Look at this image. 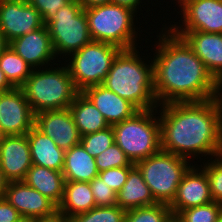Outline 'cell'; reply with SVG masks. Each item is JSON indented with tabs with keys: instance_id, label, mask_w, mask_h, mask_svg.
I'll use <instances>...</instances> for the list:
<instances>
[{
	"instance_id": "obj_1",
	"label": "cell",
	"mask_w": 222,
	"mask_h": 222,
	"mask_svg": "<svg viewBox=\"0 0 222 222\" xmlns=\"http://www.w3.org/2000/svg\"><path fill=\"white\" fill-rule=\"evenodd\" d=\"M156 35L153 75L158 105L177 101H202L222 95V85L212 76L188 44L166 25ZM164 30V31H163ZM162 34V35H161Z\"/></svg>"
},
{
	"instance_id": "obj_2",
	"label": "cell",
	"mask_w": 222,
	"mask_h": 222,
	"mask_svg": "<svg viewBox=\"0 0 222 222\" xmlns=\"http://www.w3.org/2000/svg\"><path fill=\"white\" fill-rule=\"evenodd\" d=\"M158 106L161 150L188 160L222 154V95Z\"/></svg>"
},
{
	"instance_id": "obj_3",
	"label": "cell",
	"mask_w": 222,
	"mask_h": 222,
	"mask_svg": "<svg viewBox=\"0 0 222 222\" xmlns=\"http://www.w3.org/2000/svg\"><path fill=\"white\" fill-rule=\"evenodd\" d=\"M138 50L137 47L121 49L102 85L129 101L138 110L158 108L152 58L146 64Z\"/></svg>"
},
{
	"instance_id": "obj_4",
	"label": "cell",
	"mask_w": 222,
	"mask_h": 222,
	"mask_svg": "<svg viewBox=\"0 0 222 222\" xmlns=\"http://www.w3.org/2000/svg\"><path fill=\"white\" fill-rule=\"evenodd\" d=\"M52 65L33 69L21 87L34 114L69 108L79 93L66 64Z\"/></svg>"
},
{
	"instance_id": "obj_5",
	"label": "cell",
	"mask_w": 222,
	"mask_h": 222,
	"mask_svg": "<svg viewBox=\"0 0 222 222\" xmlns=\"http://www.w3.org/2000/svg\"><path fill=\"white\" fill-rule=\"evenodd\" d=\"M158 114V108L139 110L132 117L112 126L115 143L131 163L136 164L161 150Z\"/></svg>"
},
{
	"instance_id": "obj_6",
	"label": "cell",
	"mask_w": 222,
	"mask_h": 222,
	"mask_svg": "<svg viewBox=\"0 0 222 222\" xmlns=\"http://www.w3.org/2000/svg\"><path fill=\"white\" fill-rule=\"evenodd\" d=\"M89 34L92 41L105 42L120 49L135 48L138 32L133 10L114 3L85 9ZM136 17V18H134Z\"/></svg>"
},
{
	"instance_id": "obj_7",
	"label": "cell",
	"mask_w": 222,
	"mask_h": 222,
	"mask_svg": "<svg viewBox=\"0 0 222 222\" xmlns=\"http://www.w3.org/2000/svg\"><path fill=\"white\" fill-rule=\"evenodd\" d=\"M191 160L160 150L138 161L146 185L158 203L170 205L177 194L178 185L192 166Z\"/></svg>"
},
{
	"instance_id": "obj_8",
	"label": "cell",
	"mask_w": 222,
	"mask_h": 222,
	"mask_svg": "<svg viewBox=\"0 0 222 222\" xmlns=\"http://www.w3.org/2000/svg\"><path fill=\"white\" fill-rule=\"evenodd\" d=\"M45 26L50 34L55 56L63 55L62 60L92 41L85 9L77 0L60 8Z\"/></svg>"
},
{
	"instance_id": "obj_9",
	"label": "cell",
	"mask_w": 222,
	"mask_h": 222,
	"mask_svg": "<svg viewBox=\"0 0 222 222\" xmlns=\"http://www.w3.org/2000/svg\"><path fill=\"white\" fill-rule=\"evenodd\" d=\"M121 49L115 45L91 41L64 59L75 87L79 92L103 84L113 60ZM72 58V59H71Z\"/></svg>"
},
{
	"instance_id": "obj_10",
	"label": "cell",
	"mask_w": 222,
	"mask_h": 222,
	"mask_svg": "<svg viewBox=\"0 0 222 222\" xmlns=\"http://www.w3.org/2000/svg\"><path fill=\"white\" fill-rule=\"evenodd\" d=\"M179 9L183 25L173 22L171 31L222 33V0H188Z\"/></svg>"
},
{
	"instance_id": "obj_11",
	"label": "cell",
	"mask_w": 222,
	"mask_h": 222,
	"mask_svg": "<svg viewBox=\"0 0 222 222\" xmlns=\"http://www.w3.org/2000/svg\"><path fill=\"white\" fill-rule=\"evenodd\" d=\"M44 25L38 10L27 0H0V30L8 43Z\"/></svg>"
},
{
	"instance_id": "obj_12",
	"label": "cell",
	"mask_w": 222,
	"mask_h": 222,
	"mask_svg": "<svg viewBox=\"0 0 222 222\" xmlns=\"http://www.w3.org/2000/svg\"><path fill=\"white\" fill-rule=\"evenodd\" d=\"M35 114L21 88L0 93V132L6 135H25L33 126Z\"/></svg>"
},
{
	"instance_id": "obj_13",
	"label": "cell",
	"mask_w": 222,
	"mask_h": 222,
	"mask_svg": "<svg viewBox=\"0 0 222 222\" xmlns=\"http://www.w3.org/2000/svg\"><path fill=\"white\" fill-rule=\"evenodd\" d=\"M32 165L27 134L0 138V168L8 182L24 181Z\"/></svg>"
},
{
	"instance_id": "obj_14",
	"label": "cell",
	"mask_w": 222,
	"mask_h": 222,
	"mask_svg": "<svg viewBox=\"0 0 222 222\" xmlns=\"http://www.w3.org/2000/svg\"><path fill=\"white\" fill-rule=\"evenodd\" d=\"M34 126L64 151L80 144L81 136L69 108L35 114Z\"/></svg>"
},
{
	"instance_id": "obj_15",
	"label": "cell",
	"mask_w": 222,
	"mask_h": 222,
	"mask_svg": "<svg viewBox=\"0 0 222 222\" xmlns=\"http://www.w3.org/2000/svg\"><path fill=\"white\" fill-rule=\"evenodd\" d=\"M196 165L192 164L178 185L175 199L169 205L173 215L184 209L206 205L213 201L206 171L201 165L198 167Z\"/></svg>"
},
{
	"instance_id": "obj_16",
	"label": "cell",
	"mask_w": 222,
	"mask_h": 222,
	"mask_svg": "<svg viewBox=\"0 0 222 222\" xmlns=\"http://www.w3.org/2000/svg\"><path fill=\"white\" fill-rule=\"evenodd\" d=\"M9 46L33 69L46 68L51 63L53 66L56 65L54 63L56 56L50 34L45 25L31 33L13 39L9 42Z\"/></svg>"
},
{
	"instance_id": "obj_17",
	"label": "cell",
	"mask_w": 222,
	"mask_h": 222,
	"mask_svg": "<svg viewBox=\"0 0 222 222\" xmlns=\"http://www.w3.org/2000/svg\"><path fill=\"white\" fill-rule=\"evenodd\" d=\"M4 199L7 200L22 217L42 218L53 215L57 206L24 181L8 182Z\"/></svg>"
},
{
	"instance_id": "obj_18",
	"label": "cell",
	"mask_w": 222,
	"mask_h": 222,
	"mask_svg": "<svg viewBox=\"0 0 222 222\" xmlns=\"http://www.w3.org/2000/svg\"><path fill=\"white\" fill-rule=\"evenodd\" d=\"M181 37L222 85V33L172 31Z\"/></svg>"
},
{
	"instance_id": "obj_19",
	"label": "cell",
	"mask_w": 222,
	"mask_h": 222,
	"mask_svg": "<svg viewBox=\"0 0 222 222\" xmlns=\"http://www.w3.org/2000/svg\"><path fill=\"white\" fill-rule=\"evenodd\" d=\"M82 93L101 112L110 126L132 117L139 110L126 99L102 84L86 88Z\"/></svg>"
},
{
	"instance_id": "obj_20",
	"label": "cell",
	"mask_w": 222,
	"mask_h": 222,
	"mask_svg": "<svg viewBox=\"0 0 222 222\" xmlns=\"http://www.w3.org/2000/svg\"><path fill=\"white\" fill-rule=\"evenodd\" d=\"M26 134L30 145L32 163L62 172L65 151L35 126Z\"/></svg>"
},
{
	"instance_id": "obj_21",
	"label": "cell",
	"mask_w": 222,
	"mask_h": 222,
	"mask_svg": "<svg viewBox=\"0 0 222 222\" xmlns=\"http://www.w3.org/2000/svg\"><path fill=\"white\" fill-rule=\"evenodd\" d=\"M158 203L146 185L143 175L135 165L128 174L126 183L117 193L116 205L128 211L138 207L150 206Z\"/></svg>"
},
{
	"instance_id": "obj_22",
	"label": "cell",
	"mask_w": 222,
	"mask_h": 222,
	"mask_svg": "<svg viewBox=\"0 0 222 222\" xmlns=\"http://www.w3.org/2000/svg\"><path fill=\"white\" fill-rule=\"evenodd\" d=\"M24 182L51 200L57 207L62 201L65 185L62 172L33 164Z\"/></svg>"
},
{
	"instance_id": "obj_23",
	"label": "cell",
	"mask_w": 222,
	"mask_h": 222,
	"mask_svg": "<svg viewBox=\"0 0 222 222\" xmlns=\"http://www.w3.org/2000/svg\"><path fill=\"white\" fill-rule=\"evenodd\" d=\"M62 173L65 181L91 182L99 171L95 158L78 144L65 151Z\"/></svg>"
},
{
	"instance_id": "obj_24",
	"label": "cell",
	"mask_w": 222,
	"mask_h": 222,
	"mask_svg": "<svg viewBox=\"0 0 222 222\" xmlns=\"http://www.w3.org/2000/svg\"><path fill=\"white\" fill-rule=\"evenodd\" d=\"M96 207L89 182L65 181L63 198L57 211L68 218Z\"/></svg>"
},
{
	"instance_id": "obj_25",
	"label": "cell",
	"mask_w": 222,
	"mask_h": 222,
	"mask_svg": "<svg viewBox=\"0 0 222 222\" xmlns=\"http://www.w3.org/2000/svg\"><path fill=\"white\" fill-rule=\"evenodd\" d=\"M80 136L103 130L110 125L101 112L82 92L69 106Z\"/></svg>"
},
{
	"instance_id": "obj_26",
	"label": "cell",
	"mask_w": 222,
	"mask_h": 222,
	"mask_svg": "<svg viewBox=\"0 0 222 222\" xmlns=\"http://www.w3.org/2000/svg\"><path fill=\"white\" fill-rule=\"evenodd\" d=\"M0 69L14 88H21L33 71L9 45L0 55Z\"/></svg>"
},
{
	"instance_id": "obj_27",
	"label": "cell",
	"mask_w": 222,
	"mask_h": 222,
	"mask_svg": "<svg viewBox=\"0 0 222 222\" xmlns=\"http://www.w3.org/2000/svg\"><path fill=\"white\" fill-rule=\"evenodd\" d=\"M171 214L169 205L156 203L128 210L125 222H165Z\"/></svg>"
},
{
	"instance_id": "obj_28",
	"label": "cell",
	"mask_w": 222,
	"mask_h": 222,
	"mask_svg": "<svg viewBox=\"0 0 222 222\" xmlns=\"http://www.w3.org/2000/svg\"><path fill=\"white\" fill-rule=\"evenodd\" d=\"M221 213L222 204L212 201L206 205L184 209L177 216L182 222H218Z\"/></svg>"
},
{
	"instance_id": "obj_29",
	"label": "cell",
	"mask_w": 222,
	"mask_h": 222,
	"mask_svg": "<svg viewBox=\"0 0 222 222\" xmlns=\"http://www.w3.org/2000/svg\"><path fill=\"white\" fill-rule=\"evenodd\" d=\"M115 143L112 126L81 136L80 144L94 158Z\"/></svg>"
},
{
	"instance_id": "obj_30",
	"label": "cell",
	"mask_w": 222,
	"mask_h": 222,
	"mask_svg": "<svg viewBox=\"0 0 222 222\" xmlns=\"http://www.w3.org/2000/svg\"><path fill=\"white\" fill-rule=\"evenodd\" d=\"M95 163L99 172L118 167L135 166L126 157L124 151L116 144H112L108 149L95 157Z\"/></svg>"
},
{
	"instance_id": "obj_31",
	"label": "cell",
	"mask_w": 222,
	"mask_h": 222,
	"mask_svg": "<svg viewBox=\"0 0 222 222\" xmlns=\"http://www.w3.org/2000/svg\"><path fill=\"white\" fill-rule=\"evenodd\" d=\"M207 158L209 160L202 162L201 167L206 171L213 201L222 204V154L215 156V159H210L209 156Z\"/></svg>"
},
{
	"instance_id": "obj_32",
	"label": "cell",
	"mask_w": 222,
	"mask_h": 222,
	"mask_svg": "<svg viewBox=\"0 0 222 222\" xmlns=\"http://www.w3.org/2000/svg\"><path fill=\"white\" fill-rule=\"evenodd\" d=\"M90 183L96 207L116 205L117 194L98 176Z\"/></svg>"
},
{
	"instance_id": "obj_33",
	"label": "cell",
	"mask_w": 222,
	"mask_h": 222,
	"mask_svg": "<svg viewBox=\"0 0 222 222\" xmlns=\"http://www.w3.org/2000/svg\"><path fill=\"white\" fill-rule=\"evenodd\" d=\"M134 166L111 168L99 172L98 177L104 181L116 194L126 183L129 171Z\"/></svg>"
},
{
	"instance_id": "obj_34",
	"label": "cell",
	"mask_w": 222,
	"mask_h": 222,
	"mask_svg": "<svg viewBox=\"0 0 222 222\" xmlns=\"http://www.w3.org/2000/svg\"><path fill=\"white\" fill-rule=\"evenodd\" d=\"M42 16L45 24L60 8L69 4L72 0H27Z\"/></svg>"
},
{
	"instance_id": "obj_35",
	"label": "cell",
	"mask_w": 222,
	"mask_h": 222,
	"mask_svg": "<svg viewBox=\"0 0 222 222\" xmlns=\"http://www.w3.org/2000/svg\"><path fill=\"white\" fill-rule=\"evenodd\" d=\"M126 212L118 205L99 207V222H125Z\"/></svg>"
},
{
	"instance_id": "obj_36",
	"label": "cell",
	"mask_w": 222,
	"mask_h": 222,
	"mask_svg": "<svg viewBox=\"0 0 222 222\" xmlns=\"http://www.w3.org/2000/svg\"><path fill=\"white\" fill-rule=\"evenodd\" d=\"M21 218V214L7 200L0 199V222H18Z\"/></svg>"
},
{
	"instance_id": "obj_37",
	"label": "cell",
	"mask_w": 222,
	"mask_h": 222,
	"mask_svg": "<svg viewBox=\"0 0 222 222\" xmlns=\"http://www.w3.org/2000/svg\"><path fill=\"white\" fill-rule=\"evenodd\" d=\"M70 222H99V207L72 216Z\"/></svg>"
},
{
	"instance_id": "obj_38",
	"label": "cell",
	"mask_w": 222,
	"mask_h": 222,
	"mask_svg": "<svg viewBox=\"0 0 222 222\" xmlns=\"http://www.w3.org/2000/svg\"><path fill=\"white\" fill-rule=\"evenodd\" d=\"M111 3L127 7L133 10L134 12H136L137 14L139 10V5L141 6L140 3H142V1L141 0H111Z\"/></svg>"
},
{
	"instance_id": "obj_39",
	"label": "cell",
	"mask_w": 222,
	"mask_h": 222,
	"mask_svg": "<svg viewBox=\"0 0 222 222\" xmlns=\"http://www.w3.org/2000/svg\"><path fill=\"white\" fill-rule=\"evenodd\" d=\"M39 222H70V218L56 211L53 215L39 218Z\"/></svg>"
},
{
	"instance_id": "obj_40",
	"label": "cell",
	"mask_w": 222,
	"mask_h": 222,
	"mask_svg": "<svg viewBox=\"0 0 222 222\" xmlns=\"http://www.w3.org/2000/svg\"><path fill=\"white\" fill-rule=\"evenodd\" d=\"M84 9L111 3V0H77Z\"/></svg>"
},
{
	"instance_id": "obj_41",
	"label": "cell",
	"mask_w": 222,
	"mask_h": 222,
	"mask_svg": "<svg viewBox=\"0 0 222 222\" xmlns=\"http://www.w3.org/2000/svg\"><path fill=\"white\" fill-rule=\"evenodd\" d=\"M14 87L8 82L5 74L3 73V71L0 69V93L1 92H6L9 91L11 89H13Z\"/></svg>"
},
{
	"instance_id": "obj_42",
	"label": "cell",
	"mask_w": 222,
	"mask_h": 222,
	"mask_svg": "<svg viewBox=\"0 0 222 222\" xmlns=\"http://www.w3.org/2000/svg\"><path fill=\"white\" fill-rule=\"evenodd\" d=\"M8 181L4 177V174L0 168V199L4 198L5 190L7 188Z\"/></svg>"
},
{
	"instance_id": "obj_43",
	"label": "cell",
	"mask_w": 222,
	"mask_h": 222,
	"mask_svg": "<svg viewBox=\"0 0 222 222\" xmlns=\"http://www.w3.org/2000/svg\"><path fill=\"white\" fill-rule=\"evenodd\" d=\"M9 43L6 41L2 31L0 30V55L7 48Z\"/></svg>"
},
{
	"instance_id": "obj_44",
	"label": "cell",
	"mask_w": 222,
	"mask_h": 222,
	"mask_svg": "<svg viewBox=\"0 0 222 222\" xmlns=\"http://www.w3.org/2000/svg\"><path fill=\"white\" fill-rule=\"evenodd\" d=\"M18 222H39V218L22 217Z\"/></svg>"
},
{
	"instance_id": "obj_45",
	"label": "cell",
	"mask_w": 222,
	"mask_h": 222,
	"mask_svg": "<svg viewBox=\"0 0 222 222\" xmlns=\"http://www.w3.org/2000/svg\"><path fill=\"white\" fill-rule=\"evenodd\" d=\"M165 222H182L177 215L171 214Z\"/></svg>"
},
{
	"instance_id": "obj_46",
	"label": "cell",
	"mask_w": 222,
	"mask_h": 222,
	"mask_svg": "<svg viewBox=\"0 0 222 222\" xmlns=\"http://www.w3.org/2000/svg\"><path fill=\"white\" fill-rule=\"evenodd\" d=\"M173 1V0H172ZM177 2L178 6L181 7L188 0H174ZM180 3V4H179Z\"/></svg>"
},
{
	"instance_id": "obj_47",
	"label": "cell",
	"mask_w": 222,
	"mask_h": 222,
	"mask_svg": "<svg viewBox=\"0 0 222 222\" xmlns=\"http://www.w3.org/2000/svg\"><path fill=\"white\" fill-rule=\"evenodd\" d=\"M218 222H222V213L219 216Z\"/></svg>"
}]
</instances>
